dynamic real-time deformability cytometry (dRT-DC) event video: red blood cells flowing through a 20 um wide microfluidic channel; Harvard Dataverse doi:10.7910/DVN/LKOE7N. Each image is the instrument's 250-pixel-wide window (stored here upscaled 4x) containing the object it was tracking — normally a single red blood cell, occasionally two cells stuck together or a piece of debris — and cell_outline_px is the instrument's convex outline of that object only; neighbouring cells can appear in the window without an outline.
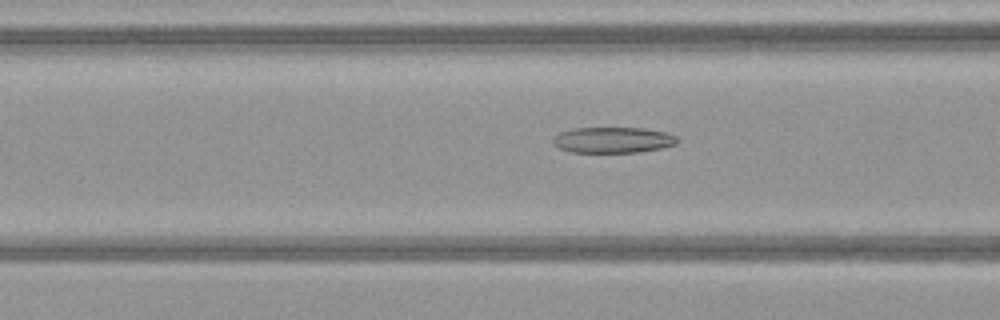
{"species": "common noctule bat (a hibernating species)", "species_latin": "Nyctalus noctula", "temperature_condition": "warm", "stored_images_in_passage": 48, "camera_frame_rate_fps": 3000, "um_per_image_px": 0.085, "animal": {"sex": "female", "body_mass_g": 21.9}, "frame": {"image": 1, "passage_image": 18, "time_ms": 5.667, "image_size_px": [1000, 320], "cell_outline_px": [[680, 140], [676, 144], [660, 148], [640, 152], [572, 152], [560, 148], [552, 144], [552, 140], [560, 132], [572, 128], [644, 128], [668, 132], [676, 136]], "centroid_in_image_um": [52.13, 11.89], "position_along_channel_um": 114.5, "area_um2": 18.79}}
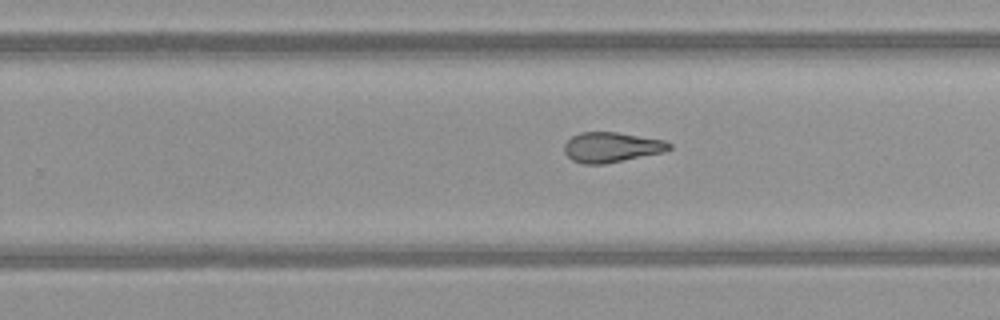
{"frame": {"image": 2, "passage_image": 30, "time_ms": 9.667, "image_size_px": [1000, 320], "cell_outline_px": [[672, 148], [664, 152], [604, 164], [584, 164], [572, 160], [564, 152], [564, 144], [572, 136], [580, 132], [616, 132], [664, 140], [672, 144]], "centroid_in_image_um": [51.98, 12.51], "position_along_channel_um": 277.8, "area_um2": 18.38}}
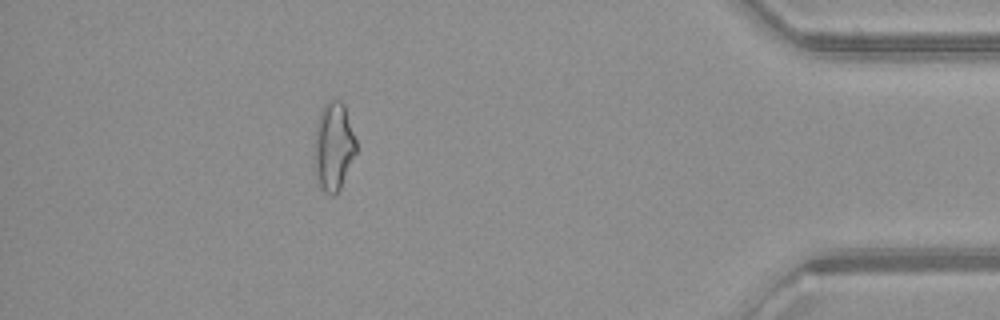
{"frame": {"image": 3, "passage_image": 43, "time_ms": 14.0, "image_size_px": [1000, 320], "cell_outline_px": [[356, 152], [340, 188], [332, 196], [324, 192], [320, 188], [316, 176], [316, 124], [320, 112], [324, 104], [328, 100], [340, 100], [344, 104], [356, 140]], "centroid_in_image_um": [28.37, 12.43], "position_along_channel_um": 406.8, "area_um2": 21.04}}